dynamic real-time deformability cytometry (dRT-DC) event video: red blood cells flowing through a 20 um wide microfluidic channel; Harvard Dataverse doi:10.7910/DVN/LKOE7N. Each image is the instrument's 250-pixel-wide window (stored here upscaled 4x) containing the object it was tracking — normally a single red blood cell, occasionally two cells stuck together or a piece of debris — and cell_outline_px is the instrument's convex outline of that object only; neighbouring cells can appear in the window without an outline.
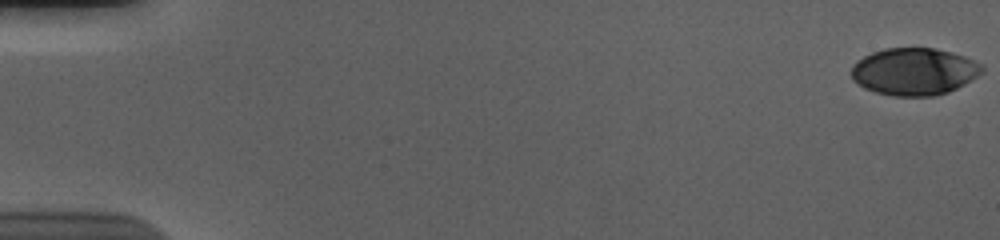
{"species": "human", "species_latin": "Homo sapiens", "temperature_condition": "cold", "stored_images_in_passage": 57, "camera_frame_rate_fps": 3000, "um_per_image_px": 0.085, "donor": {"sex": "male"}, "frame": {"image": 1, "passage_image": 1, "time_ms": 0.0, "image_size_px": [1000, 240], "cell_outline_px": [[984, 72], [964, 84], [948, 92], [936, 96], [892, 96], [876, 92], [864, 88], [852, 80], [852, 64], [856, 60], [872, 52], [884, 48], [936, 48], [952, 52], [964, 56], [984, 64]], "centroid_in_image_um": [77.71, 6.08], "position_along_channel_um": 7.3, "area_um2": 36.3}}
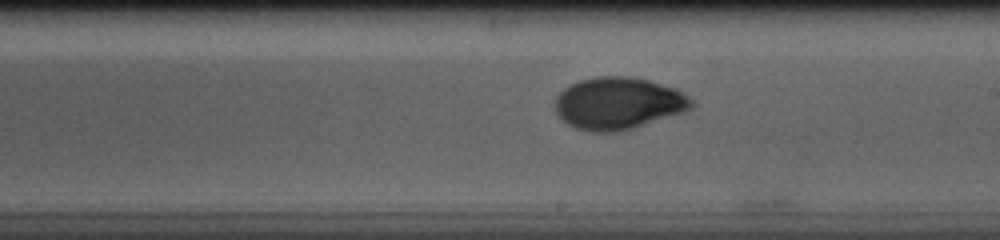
{"frame": {"image": 2, "passage_image": 34, "time_ms": 11.0, "image_size_px": [1000, 240], "cell_outline_px": [[696, 104], [692, 108], [620, 132], [592, 132], [576, 128], [568, 124], [556, 112], [552, 104], [556, 96], [564, 88], [580, 80], [596, 76], [628, 76], [648, 80], [676, 88], [688, 96]], "centroid_in_image_um": [52.52, 8.77], "position_along_channel_um": 236.5, "area_um2": 41.33}}
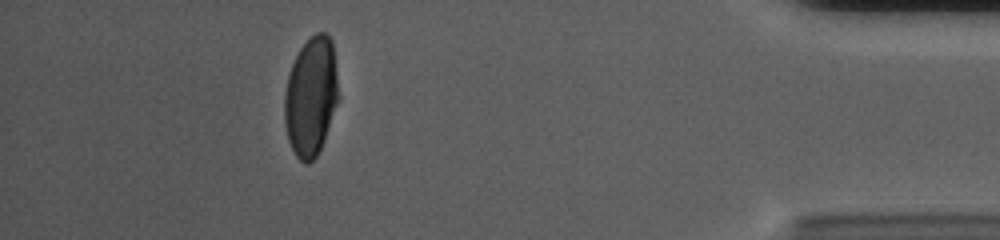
{"frame": {"image": 3, "passage_image": 52, "time_ms": 17.0, "image_size_px": [1000, 240], "cell_outline_px": [[340, 96], [324, 140], [316, 156], [308, 164], [304, 164], [296, 156], [288, 140], [284, 120], [284, 96], [288, 76], [292, 64], [300, 48], [316, 32], [324, 32], [332, 40]], "centroid_in_image_um": [26.44, 8.21], "position_along_channel_um": 408.8, "area_um2": 37.51}, "authors_computed_cell_mechanics": {"area_um2": 38.9572, "velocity_mm_per_s": 3.6858, "shape_relaxation_time_tau1_ms": 4.5368, "shape_relaxation_time_tau2_ms": 1.0097, "deformation_change_tau1": 0.182, "deformation_change_tau2": 0.0373}}